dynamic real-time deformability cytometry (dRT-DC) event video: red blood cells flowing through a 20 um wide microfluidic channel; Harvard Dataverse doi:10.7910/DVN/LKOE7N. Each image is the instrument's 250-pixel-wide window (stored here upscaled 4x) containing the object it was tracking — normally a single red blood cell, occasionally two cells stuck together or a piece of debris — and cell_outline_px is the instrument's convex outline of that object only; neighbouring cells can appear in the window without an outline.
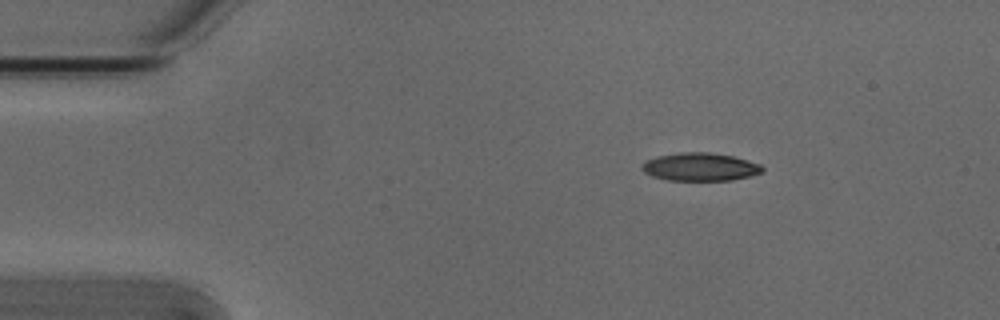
{"species": "Egyptian fruit bat (a non-hibernating species)", "species_latin": "Rousettus aegyptiacus", "temperature_condition": "cold", "stored_images_in_passage": 3, "segment_of_instrument_passage": [1, 2], "camera_frame_rate_fps": 3000, "um_per_image_px": 0.085, "animal": {"sex": "male"}, "frame": {"image": 1, "passage_image": 1, "time_ms": 0.0, "image_size_px": [1000, 320], "cell_outline_px": [[764, 172], [732, 180], [668, 180], [652, 176], [644, 172], [640, 168], [648, 160], [660, 156], [680, 152], [708, 152], [732, 156], [748, 160], [760, 164], [764, 168]], "centroid_in_image_um": [59.54, 14.19], "position_along_channel_um": 25.5, "area_um2": 19.48}}